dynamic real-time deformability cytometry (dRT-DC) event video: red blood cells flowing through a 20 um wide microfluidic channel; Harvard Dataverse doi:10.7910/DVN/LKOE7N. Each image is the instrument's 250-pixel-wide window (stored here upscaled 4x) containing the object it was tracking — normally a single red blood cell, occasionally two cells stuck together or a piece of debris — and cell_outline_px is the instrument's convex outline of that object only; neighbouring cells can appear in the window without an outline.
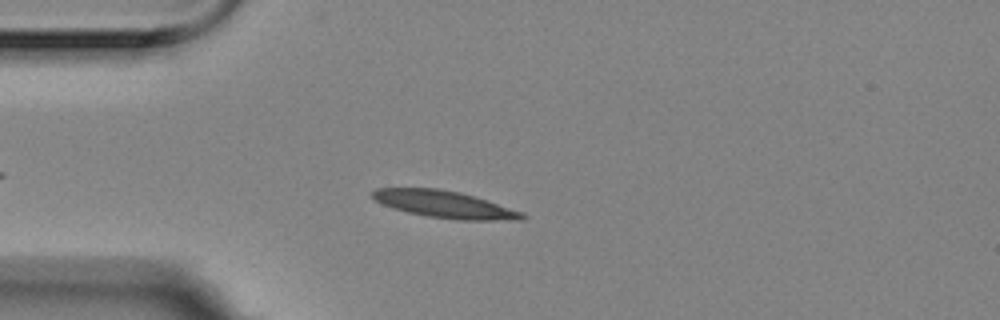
{"species": "Egyptian fruit bat (a non-hibernating species)", "species_latin": "Rousettus aegyptiacus", "temperature_condition": "room temperature", "stored_images_in_passage": 6, "camera_frame_rate_fps": 3000, "um_per_image_px": 0.085, "animal": {"sex": "female"}, "frame": {"image": 1, "passage_image": 4, "time_ms": 1.0, "image_size_px": [1000, 320], "cell_outline_px": [[528, 216], [524, 220], [456, 220], [428, 216], [408, 212], [392, 208], [376, 200], [372, 196], [372, 192], [376, 188], [436, 188], [460, 192], [524, 212]], "centroid_in_image_um": [37.83, 17.38], "position_along_channel_um": 47.2, "area_um2": 23.47}}